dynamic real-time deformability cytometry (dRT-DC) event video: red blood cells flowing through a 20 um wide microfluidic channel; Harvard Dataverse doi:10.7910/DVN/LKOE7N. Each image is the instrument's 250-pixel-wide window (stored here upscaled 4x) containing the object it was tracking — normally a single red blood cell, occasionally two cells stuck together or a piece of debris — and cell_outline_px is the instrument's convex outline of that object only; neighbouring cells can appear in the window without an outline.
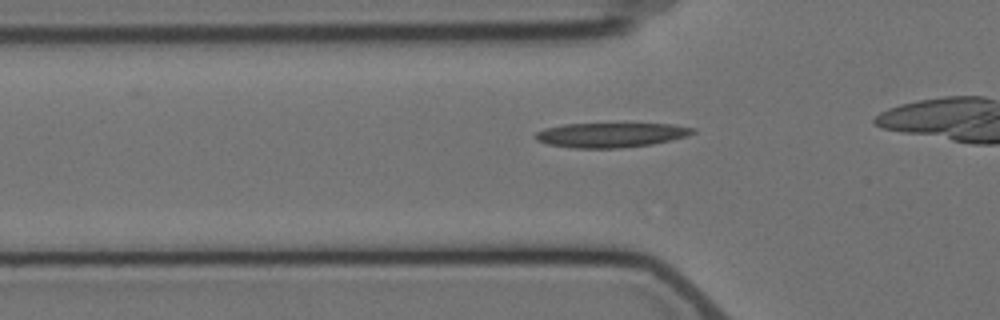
{"species": "Egyptian fruit bat (a non-hibernating species)", "species_latin": "Rousettus aegyptiacus", "temperature_condition": "cold", "stored_images_in_passage": 3, "camera_frame_rate_fps": 3000, "um_per_image_px": 0.085, "animal": {"sex": "female"}, "frame": {"image": 1, "passage_image": 3, "time_ms": 3.333, "image_size_px": [1000, 320], "cell_outline_px": [[696, 132], [688, 136], [672, 140], [652, 144], [620, 148], [572, 148], [548, 144], [536, 140], [532, 136], [536, 132], [544, 128], [564, 124], [672, 124], [696, 128]], "centroid_in_image_um": [51.92, 11.47], "position_along_channel_um": 73.9, "area_um2": 22.72}}